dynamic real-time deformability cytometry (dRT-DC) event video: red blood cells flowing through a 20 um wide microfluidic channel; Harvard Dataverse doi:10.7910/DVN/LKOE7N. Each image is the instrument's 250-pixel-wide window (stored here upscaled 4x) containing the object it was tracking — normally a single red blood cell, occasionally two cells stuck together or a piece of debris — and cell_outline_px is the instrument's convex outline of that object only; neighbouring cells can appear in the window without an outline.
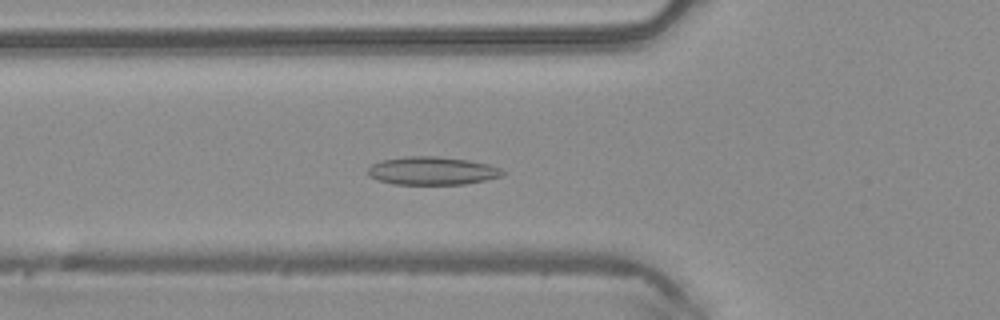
{"species": "common noctule bat (a hibernating species)", "species_latin": "Nyctalus noctula", "temperature_condition": "warm", "stored_images_in_passage": 50, "camera_frame_rate_fps": 3000, "um_per_image_px": 0.085, "animal": {"sex": "male", "body_mass_g": 20.4}, "frame": {"image": 1, "passage_image": 18, "time_ms": 5.667, "image_size_px": [1000, 320], "cell_outline_px": [[504, 176], [464, 184], [392, 184], [376, 180], [368, 176], [368, 168], [372, 164], [380, 160], [404, 156], [436, 156], [468, 160], [488, 164], [500, 168], [504, 172]], "centroid_in_image_um": [36.69, 14.51], "position_along_channel_um": 89.1, "area_um2": 22.2}}
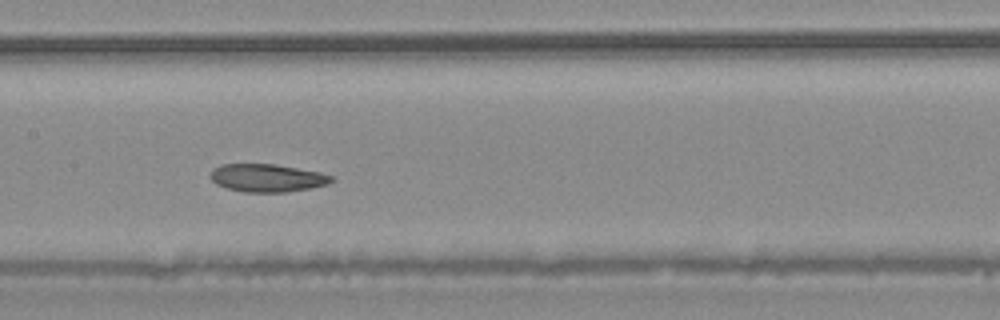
{"frame": {"image": 2, "passage_image": 25, "time_ms": 8.0, "image_size_px": [1000, 320], "cell_outline_px": [[336, 180], [328, 184], [308, 188], [284, 192], [244, 192], [228, 188], [216, 184], [208, 176], [212, 168], [220, 164], [276, 164], [320, 172], [332, 176]], "centroid_in_image_um": [22.68, 15.11], "position_along_channel_um": 184.7, "area_um2": 19.77}}
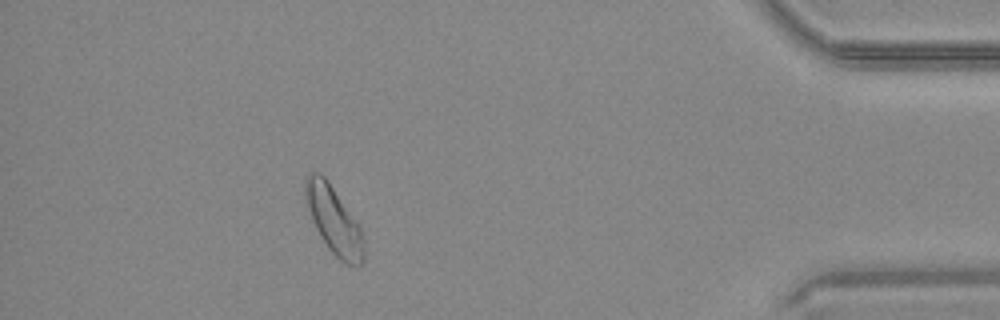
{"frame": {"image": 3, "passage_image": 45, "time_ms": 14.667, "image_size_px": [1000, 320], "cell_outline_px": [[364, 260], [360, 264], [348, 264], [340, 260], [328, 248], [320, 236], [312, 220], [304, 196], [304, 180], [308, 172], [320, 172], [328, 180], [360, 228], [364, 236]], "centroid_in_image_um": [28.34, 18.68], "position_along_channel_um": 406.9, "area_um2": 22.77}}